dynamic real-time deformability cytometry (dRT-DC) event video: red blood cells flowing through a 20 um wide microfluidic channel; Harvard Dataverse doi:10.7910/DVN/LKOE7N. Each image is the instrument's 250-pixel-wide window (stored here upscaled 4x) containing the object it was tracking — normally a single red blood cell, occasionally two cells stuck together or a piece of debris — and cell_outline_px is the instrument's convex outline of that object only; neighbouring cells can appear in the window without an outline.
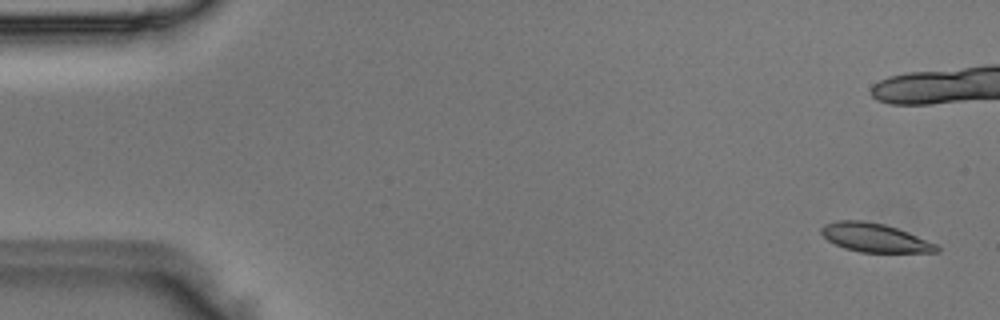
{"species": "Egyptian fruit bat (a non-hibernating species)", "species_latin": "Rousettus aegyptiacus", "temperature_condition": "room temperature", "stored_images_in_passage": 6, "camera_frame_rate_fps": 3000, "um_per_image_px": 0.085, "animal": {"sex": "male"}, "frame": {"image": 1, "passage_image": 1, "time_ms": 0.0, "image_size_px": [1000, 320], "cell_outline_px": [[940, 252], [860, 252], [844, 248], [828, 240], [820, 232], [820, 228], [824, 224], [836, 220], [864, 220], [884, 224], [908, 232], [936, 244], [940, 248]], "centroid_in_image_um": [74.33, 20.19], "position_along_channel_um": 10.7, "area_um2": 19.25}}
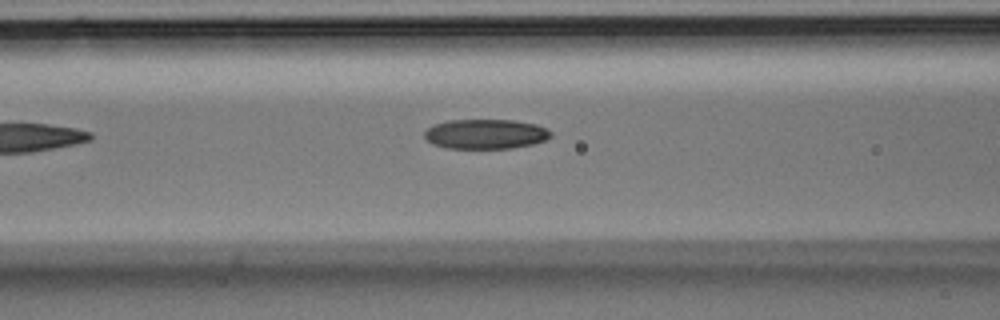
{"frame": {"image": 2, "passage_image": 6, "time_ms": 1.667, "image_size_px": [1000, 320], "cell_outline_px": [[552, 136], [544, 140], [532, 144], [512, 148], [448, 148], [432, 144], [424, 136], [424, 132], [432, 124], [448, 120], [512, 120], [536, 124], [552, 132]], "centroid_in_image_um": [41.25, 11.39], "position_along_channel_um": 125.4, "area_um2": 21.85}}